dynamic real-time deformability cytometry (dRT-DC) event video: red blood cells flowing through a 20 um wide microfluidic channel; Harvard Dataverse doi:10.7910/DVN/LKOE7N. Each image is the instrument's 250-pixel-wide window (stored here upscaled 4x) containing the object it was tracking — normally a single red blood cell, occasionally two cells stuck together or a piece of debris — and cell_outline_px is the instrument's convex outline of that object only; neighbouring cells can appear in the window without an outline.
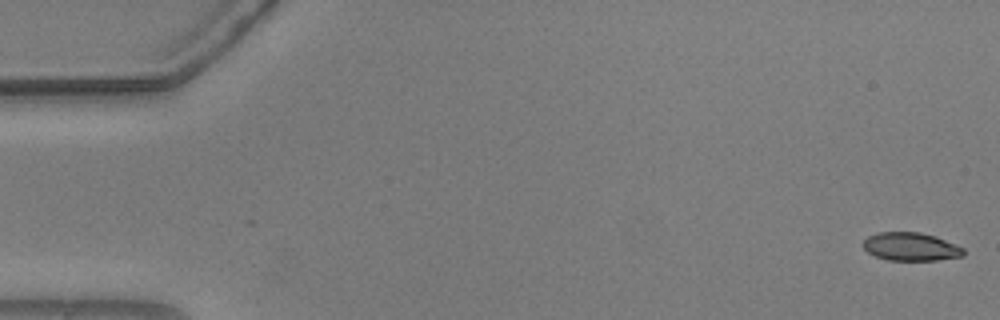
{"species": "common noctule bat (a hibernating species)", "species_latin": "Nyctalus noctula", "temperature_condition": "warm", "stored_images_in_passage": 51, "camera_frame_rate_fps": 3000, "um_per_image_px": 0.085, "animal": {"sex": "male", "body_mass_g": 20.5, "forearm_length_mm": 52.5}, "frame": {"image": 1, "passage_image": 1, "time_ms": 0.0, "image_size_px": [1000, 320], "cell_outline_px": [[964, 256], [936, 260], [888, 260], [876, 256], [868, 252], [860, 244], [868, 236], [880, 232], [920, 232], [936, 236], [956, 244], [964, 248]], "centroid_in_image_um": [77.42, 20.96], "position_along_channel_um": 7.6, "area_um2": 16.59}}
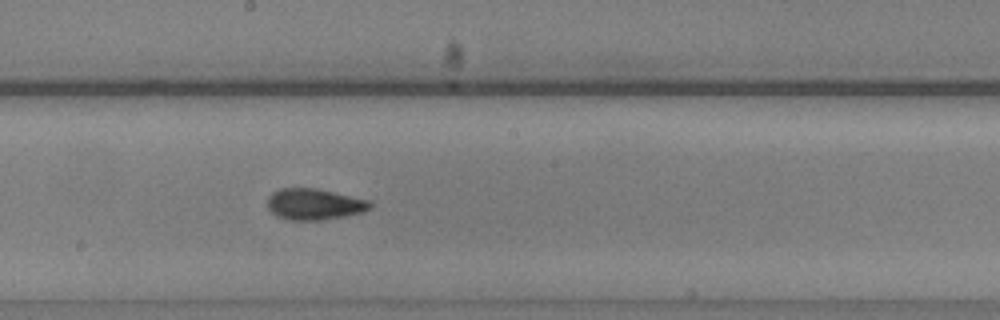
{"frame": {"image": 2, "passage_image": 30, "time_ms": 9.667, "image_size_px": [1000, 320], "cell_outline_px": [[372, 208], [360, 212], [344, 216], [320, 220], [288, 220], [276, 216], [268, 208], [268, 196], [272, 192], [280, 188], [316, 188], [368, 200], [372, 204]], "centroid_in_image_um": [26.67, 17.35], "position_along_channel_um": 221.5, "area_um2": 18.55}}
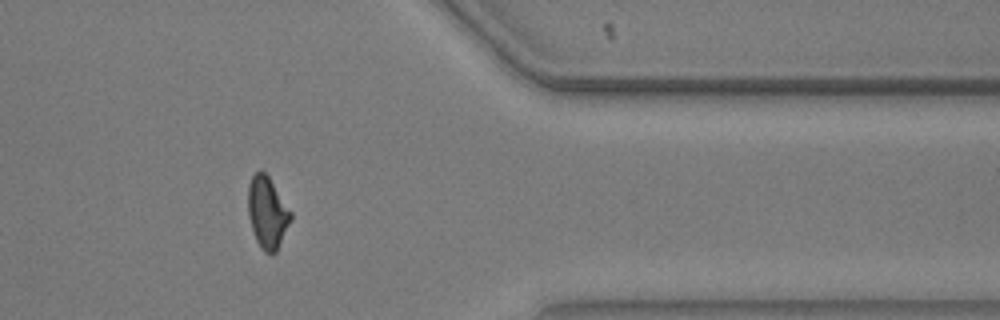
{"frame": {"image": 3, "passage_image": 45, "time_ms": 14.667, "image_size_px": [1000, 320], "cell_outline_px": [[292, 220], [276, 252], [272, 256], [264, 252], [260, 248], [256, 240], [248, 216], [248, 184], [252, 176], [260, 168], [268, 176], [292, 212]], "centroid_in_image_um": [22.73, 18.09], "position_along_channel_um": 388.7, "area_um2": 18.03}}